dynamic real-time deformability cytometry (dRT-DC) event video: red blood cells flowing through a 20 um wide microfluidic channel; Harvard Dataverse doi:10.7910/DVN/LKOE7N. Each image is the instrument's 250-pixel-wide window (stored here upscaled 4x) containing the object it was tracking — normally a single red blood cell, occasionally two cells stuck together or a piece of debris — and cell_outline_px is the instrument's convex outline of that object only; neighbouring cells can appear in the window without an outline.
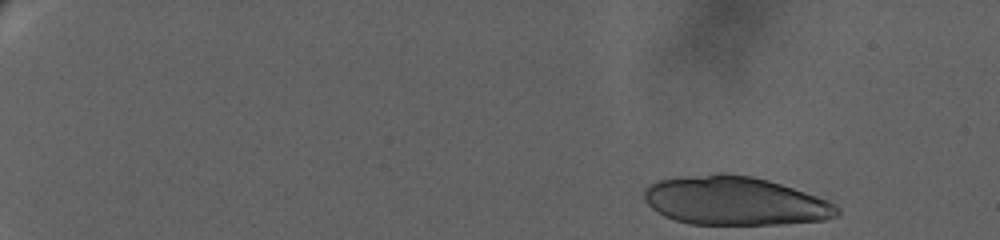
{"species": "human", "species_latin": "Homo sapiens", "temperature_condition": "warm", "stored_images_in_passage": 25, "camera_frame_rate_fps": 3000, "um_per_image_px": 0.085, "donor": {"sex": "female"}, "frame": {"image": 1, "passage_image": 1, "time_ms": 0.0, "image_size_px": [1000, 240], "cell_outline_px": [[840, 212], [836, 216], [824, 220], [784, 224], [688, 224], [664, 216], [652, 208], [648, 204], [644, 196], [644, 192], [648, 184], [656, 180], [676, 176], [712, 172], [724, 172], [752, 176], [768, 180], [828, 200], [836, 204], [840, 208]], "centroid_in_image_um": [62.43, 17.05], "position_along_channel_um": 22.6, "area_um2": 55.26}}